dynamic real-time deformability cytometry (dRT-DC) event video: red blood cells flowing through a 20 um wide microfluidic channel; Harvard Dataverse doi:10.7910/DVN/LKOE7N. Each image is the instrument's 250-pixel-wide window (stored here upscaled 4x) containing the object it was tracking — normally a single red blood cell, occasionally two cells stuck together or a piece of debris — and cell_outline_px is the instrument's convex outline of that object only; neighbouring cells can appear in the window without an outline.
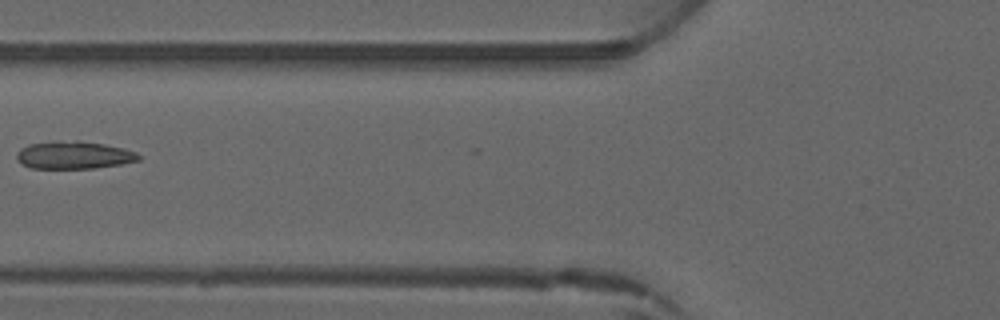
{"species": "common noctule bat (a hibernating species)", "species_latin": "Nyctalus noctula", "temperature_condition": "warm", "stored_images_in_passage": 3, "camera_frame_rate_fps": 3000, "um_per_image_px": 0.085, "animal": {"sex": "male", "forearm_length_mm": 52.5}, "frame": {"image": 1, "passage_image": 3, "time_ms": 2.333, "image_size_px": [1000, 320], "cell_outline_px": [[140, 160], [120, 164], [96, 168], [32, 168], [20, 164], [16, 160], [16, 152], [20, 148], [28, 144], [60, 140], [80, 140], [104, 144], [124, 148], [136, 152], [140, 156]], "centroid_in_image_um": [6.24, 13.17], "position_along_channel_um": 119.6, "area_um2": 19.94}}